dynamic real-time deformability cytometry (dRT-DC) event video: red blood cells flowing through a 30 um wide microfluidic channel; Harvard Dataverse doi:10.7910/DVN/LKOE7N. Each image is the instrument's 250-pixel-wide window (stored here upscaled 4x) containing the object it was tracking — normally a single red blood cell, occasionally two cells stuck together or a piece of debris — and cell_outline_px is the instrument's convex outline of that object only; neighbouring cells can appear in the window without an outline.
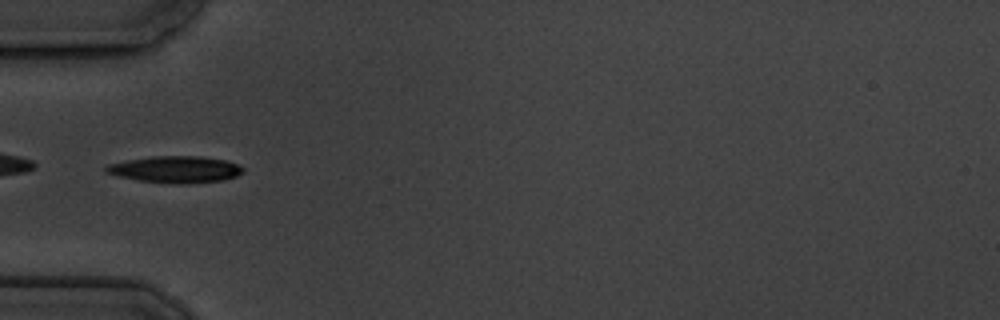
{"species": "common noctule bat (a hibernating species)", "species_latin": "Nyctalus noctula", "temperature_condition": "cold", "stored_images_in_passage": 7, "camera_frame_rate_fps": 3000, "um_per_image_px": 0.085, "animal": {"sex": "male", "body_mass_g": 19.5, "forearm_length_mm": 54.6}, "frame": {"image": 1, "passage_image": 6, "time_ms": 6.0, "image_size_px": [1000, 320], "cell_outline_px": [[244, 172], [236, 176], [224, 180], [184, 184], [176, 184], [140, 180], [120, 176], [104, 172], [104, 168], [108, 164], [128, 160], [152, 156], [200, 156], [228, 160], [244, 168]], "centroid_in_image_um": [14.95, 14.39], "position_along_channel_um": 70.1, "area_um2": 21.27}}